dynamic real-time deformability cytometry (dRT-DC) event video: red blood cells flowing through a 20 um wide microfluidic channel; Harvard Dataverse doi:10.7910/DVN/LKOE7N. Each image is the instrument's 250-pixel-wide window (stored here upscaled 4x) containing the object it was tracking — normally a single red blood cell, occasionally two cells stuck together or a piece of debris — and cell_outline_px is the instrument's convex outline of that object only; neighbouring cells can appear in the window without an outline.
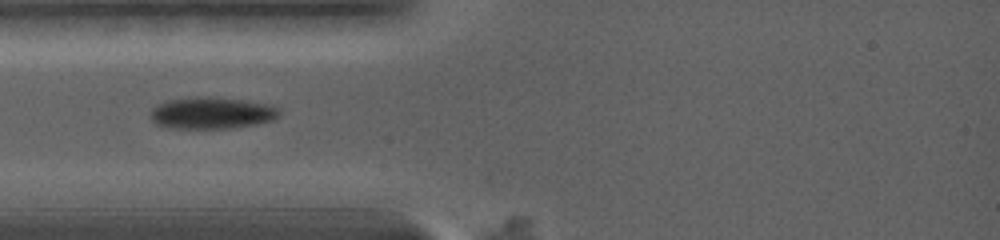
{"species": "common noctule bat (a hibernating species)", "species_latin": "Nyctalus noctula", "temperature_condition": "warm", "stored_images_in_passage": 4, "camera_frame_rate_fps": 5000, "um_per_image_px": 0.085, "animal": {"sex": "female", "body_mass_g": 19.0, "forearm_length_mm": 56.7}, "frame": {"image": 1, "passage_image": 1, "time_ms": 0.0, "image_size_px": [1000, 240], "cell_outline_px": [[280, 112], [272, 120], [232, 128], [168, 128], [156, 124], [152, 120], [152, 108], [156, 104], [168, 100], [196, 96], [208, 96], [244, 100], [272, 104], [280, 108]], "centroid_in_image_um": [17.99, 9.59], "position_along_channel_um": 67.0, "area_um2": 23.87}}